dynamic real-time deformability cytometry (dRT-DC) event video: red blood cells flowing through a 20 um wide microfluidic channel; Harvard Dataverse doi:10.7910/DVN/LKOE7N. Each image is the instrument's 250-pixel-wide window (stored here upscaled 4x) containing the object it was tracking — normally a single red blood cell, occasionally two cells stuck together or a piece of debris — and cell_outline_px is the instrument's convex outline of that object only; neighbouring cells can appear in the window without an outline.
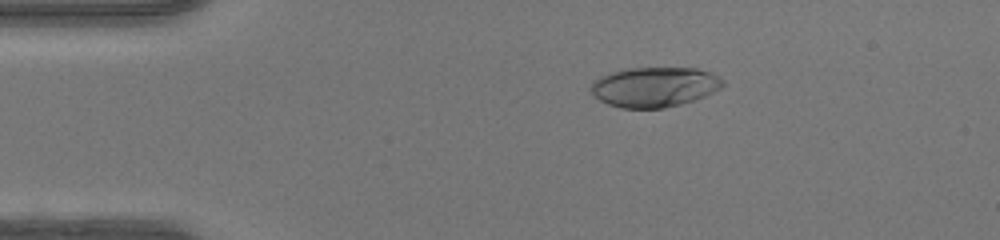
{"species": "human", "species_latin": "Homo sapiens", "temperature_condition": "warm", "stored_images_in_passage": 47, "camera_frame_rate_fps": 3000, "um_per_image_px": 0.085, "donor": {"sex": "female"}, "frame": {"image": 1, "passage_image": 9, "time_ms": 2.667, "image_size_px": [1000, 240], "cell_outline_px": [[724, 84], [720, 88], [704, 96], [680, 104], [664, 108], [624, 108], [608, 104], [592, 96], [588, 88], [592, 80], [600, 76], [612, 72], [628, 68], [696, 68], [712, 72], [724, 80]], "centroid_in_image_um": [55.58, 7.38], "position_along_channel_um": 29.4, "area_um2": 30.87}}
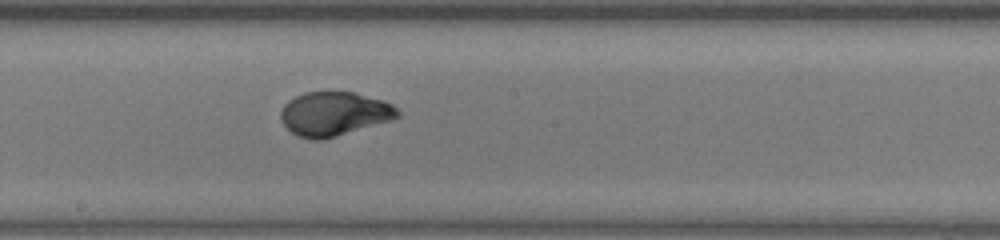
{"frame": {"image": 2, "passage_image": 26, "time_ms": 8.333, "image_size_px": [1000, 240], "cell_outline_px": [[400, 116], [392, 120], [336, 136], [320, 140], [312, 140], [300, 136], [292, 132], [280, 120], [280, 112], [284, 104], [288, 100], [304, 92], [328, 88], [352, 92], [384, 100], [392, 104], [400, 112]], "centroid_in_image_um": [28.39, 9.62], "position_along_channel_um": 219.8, "area_um2": 30.58}}
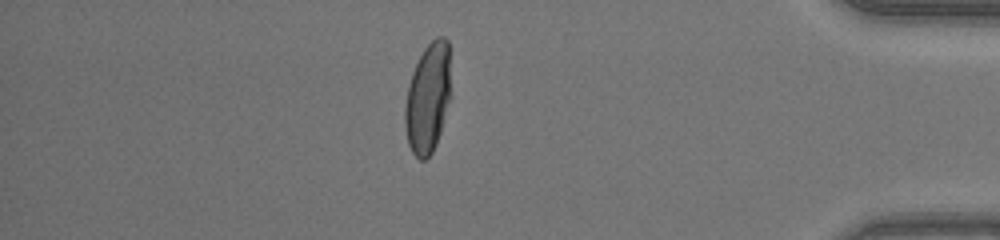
{"frame": {"image": 3, "passage_image": 41, "time_ms": 13.333, "image_size_px": [1000, 240], "cell_outline_px": [[448, 100], [440, 132], [436, 144], [432, 152], [424, 160], [420, 160], [412, 152], [408, 144], [404, 124], [404, 108], [408, 84], [412, 72], [424, 48], [436, 36], [444, 36], [448, 40]], "centroid_in_image_um": [36.32, 8.35], "position_along_channel_um": 398.9, "area_um2": 28.73}, "authors_computed_cell_mechanics": {"area_um2": 30.056, "velocity_mm_per_s": 4.3763, "shape_relaxation_time_tau1_ms": 4.0066, "shape_relaxation_time_tau2_ms": null, "deformation_change_tau1": 0.2365, "deformation_change_tau2": null}}